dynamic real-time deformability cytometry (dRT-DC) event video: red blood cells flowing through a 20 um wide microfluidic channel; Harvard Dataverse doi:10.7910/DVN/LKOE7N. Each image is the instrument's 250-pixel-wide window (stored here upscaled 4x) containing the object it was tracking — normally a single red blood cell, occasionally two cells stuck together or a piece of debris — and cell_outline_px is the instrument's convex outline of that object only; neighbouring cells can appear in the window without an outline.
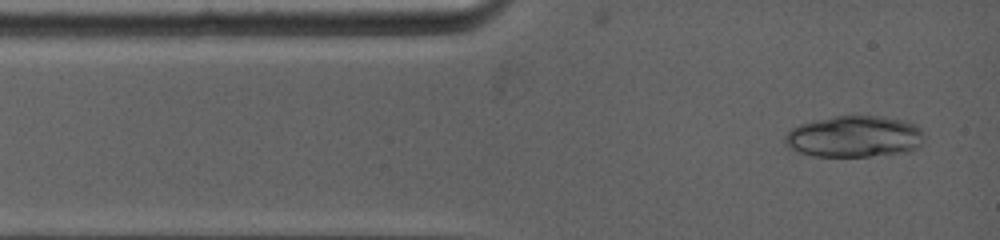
{"species": "common noctule bat (a hibernating species)", "species_latin": "Nyctalus noctula", "temperature_condition": "warm", "stored_images_in_passage": 5, "camera_frame_rate_fps": 5000, "um_per_image_px": 0.085, "animal": {"sex": "female", "body_mass_g": 19.0, "forearm_length_mm": 53.3}, "frame": {"image": 1, "passage_image": 1, "time_ms": 0.0, "image_size_px": [1000, 240], "cell_outline_px": [[924, 136], [920, 144], [912, 152], [868, 156], [812, 156], [796, 152], [788, 148], [784, 144], [784, 136], [792, 128], [800, 124], [816, 120], [836, 116], [880, 116], [912, 124], [920, 128]], "centroid_in_image_um": [72.57, 11.63], "position_along_channel_um": 12.4, "area_um2": 33.58}}